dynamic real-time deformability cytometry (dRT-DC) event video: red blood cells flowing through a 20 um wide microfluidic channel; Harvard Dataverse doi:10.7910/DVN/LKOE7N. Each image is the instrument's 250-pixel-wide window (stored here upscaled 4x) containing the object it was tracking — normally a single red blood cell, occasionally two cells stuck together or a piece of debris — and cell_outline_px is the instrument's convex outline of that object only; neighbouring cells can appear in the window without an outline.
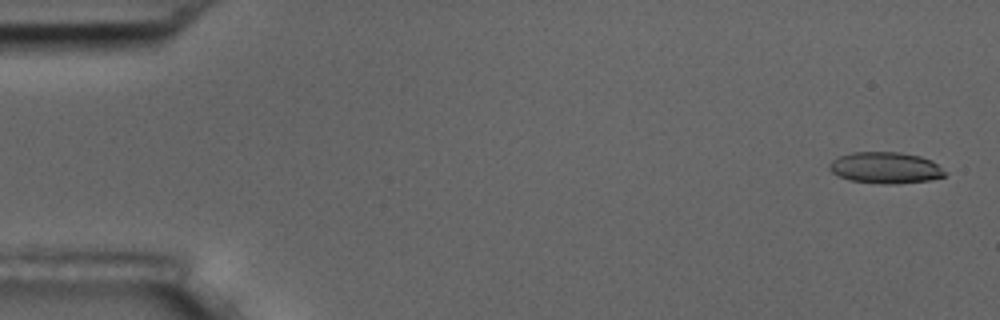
{"species": "common noctule bat (a hibernating species)", "species_latin": "Nyctalus noctula", "temperature_condition": "room temperature", "stored_images_in_passage": 4, "camera_frame_rate_fps": 3000, "um_per_image_px": 0.085, "animal": {"sex": "male", "body_mass_g": 17.5, "forearm_length_mm": 52.3}, "frame": {"image": 1, "passage_image": 1, "time_ms": 0.0, "image_size_px": [1000, 320], "cell_outline_px": [[948, 172], [944, 176], [928, 180], [896, 184], [884, 184], [848, 180], [832, 172], [828, 168], [828, 164], [836, 156], [852, 152], [900, 152], [920, 156], [932, 160]], "centroid_in_image_um": [75.25, 14.25], "position_along_channel_um": 9.7, "area_um2": 21.33}}
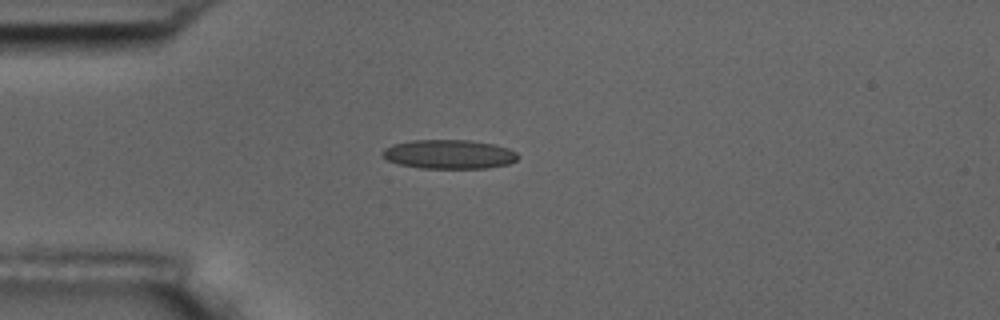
{"frame": {"image": 2, "passage_image": 4, "time_ms": 4.333, "image_size_px": [1000, 320], "cell_outline_px": [[520, 156], [516, 160], [508, 164], [488, 168], [420, 168], [400, 164], [388, 160], [380, 152], [384, 148], [392, 144], [412, 140], [468, 140], [492, 144], [508, 148], [516, 152]], "centroid_in_image_um": [38.17, 13.11], "position_along_channel_um": 46.8, "area_um2": 22.95}}